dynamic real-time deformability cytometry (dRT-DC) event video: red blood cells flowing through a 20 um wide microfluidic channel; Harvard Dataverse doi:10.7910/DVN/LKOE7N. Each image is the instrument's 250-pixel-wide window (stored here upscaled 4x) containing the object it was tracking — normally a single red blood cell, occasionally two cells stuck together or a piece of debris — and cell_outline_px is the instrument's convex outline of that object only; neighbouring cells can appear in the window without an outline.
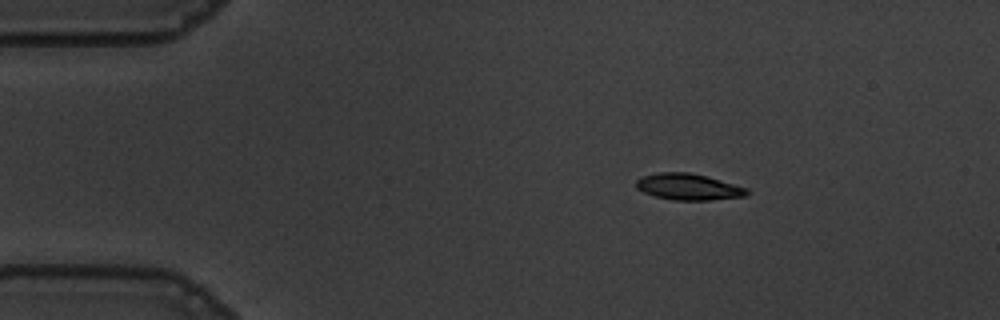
{"species": "common noctule bat (a hibernating species)", "species_latin": "Nyctalus noctula", "temperature_condition": "warm", "stored_images_in_passage": 47, "camera_frame_rate_fps": 3000, "um_per_image_px": 0.085, "animal": {"sex": "male", "body_mass_g": 19.5, "forearm_length_mm": 54.6}, "frame": {"image": 1, "passage_image": 1, "time_ms": 0.0, "image_size_px": [1000, 320], "cell_outline_px": [[752, 192], [744, 196], [708, 200], [672, 200], [656, 196], [644, 192], [636, 188], [636, 180], [640, 176], [660, 172], [688, 172], [708, 176], [748, 188]], "centroid_in_image_um": [58.52, 15.87], "position_along_channel_um": 26.5, "area_um2": 17.11}}
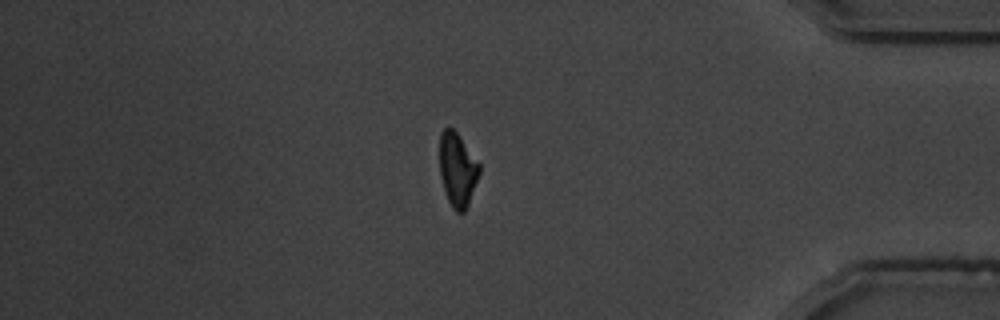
{"frame": {"image": 2, "passage_image": 39, "time_ms": 12.667, "image_size_px": [1000, 320], "cell_outline_px": [[480, 172], [468, 204], [464, 212], [456, 212], [452, 208], [448, 200], [440, 176], [440, 132], [444, 128], [452, 128], [456, 132], [480, 164]], "centroid_in_image_um": [38.88, 14.42], "position_along_channel_um": 396.3, "area_um2": 16.82}}
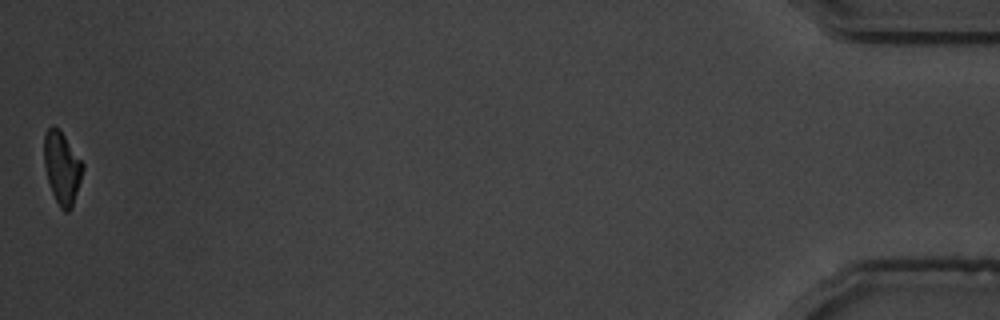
{"frame": {"image": 3, "passage_image": 47, "time_ms": 15.333, "image_size_px": [1000, 320], "cell_outline_px": [[84, 168], [72, 208], [68, 212], [64, 212], [60, 208], [52, 192], [48, 180], [44, 164], [44, 132], [52, 124], [64, 136], [84, 164]], "centroid_in_image_um": [5.26, 14.28], "position_along_channel_um": 429.9, "area_um2": 16.13}, "authors_computed_cell_mechanics": {"area_um2": 17.2822, "velocity_mm_per_s": 3.6633, "shape_relaxation_time_tau1_ms": 3.3773, "shape_relaxation_time_tau2_ms": 6.0352, "deformation_change_tau1": 0.1659, "deformation_change_tau2": 0.1233}}